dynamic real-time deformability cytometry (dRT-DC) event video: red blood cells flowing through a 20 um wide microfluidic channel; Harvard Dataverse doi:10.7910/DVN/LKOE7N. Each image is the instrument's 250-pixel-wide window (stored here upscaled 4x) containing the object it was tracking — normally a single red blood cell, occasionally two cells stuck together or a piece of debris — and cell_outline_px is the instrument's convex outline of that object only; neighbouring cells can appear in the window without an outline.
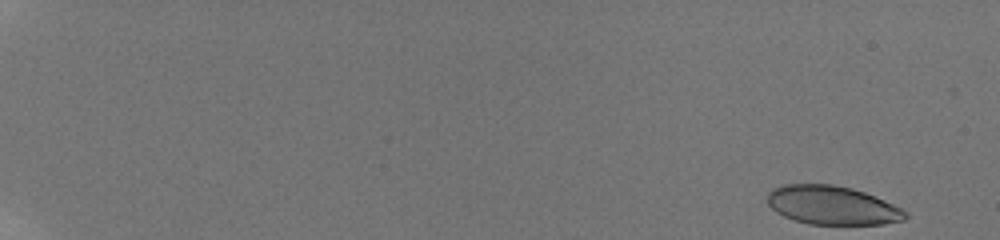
{"species": "human", "species_latin": "Homo sapiens", "temperature_condition": "room temperature", "stored_images_in_passage": 30, "camera_frame_rate_fps": 3000, "um_per_image_px": 0.085, "donor": {"sex": "male"}, "frame": {"image": 1, "passage_image": 1, "time_ms": 0.0, "image_size_px": [1000, 240], "cell_outline_px": [[908, 216], [904, 220], [884, 224], [808, 224], [784, 216], [776, 212], [768, 204], [768, 192], [772, 188], [784, 184], [832, 184], [852, 188], [864, 192], [884, 200], [908, 212]], "centroid_in_image_um": [70.73, 17.44], "position_along_channel_um": 14.3, "area_um2": 31.1}}
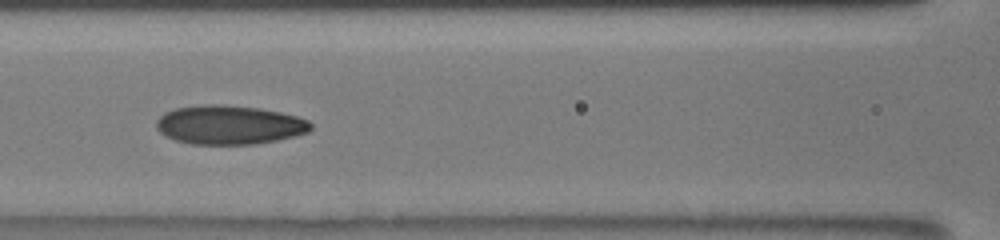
{"frame": {"image": 2, "passage_image": 18, "time_ms": 5.667, "image_size_px": [1000, 240], "cell_outline_px": [[312, 128], [308, 132], [296, 136], [256, 144], [192, 144], [176, 140], [160, 132], [156, 128], [156, 120], [164, 112], [176, 108], [204, 104], [220, 104], [260, 108], [280, 112], [296, 116], [308, 120], [312, 124]], "centroid_in_image_um": [19.5, 10.61], "position_along_channel_um": 147.1, "area_um2": 35.14}}
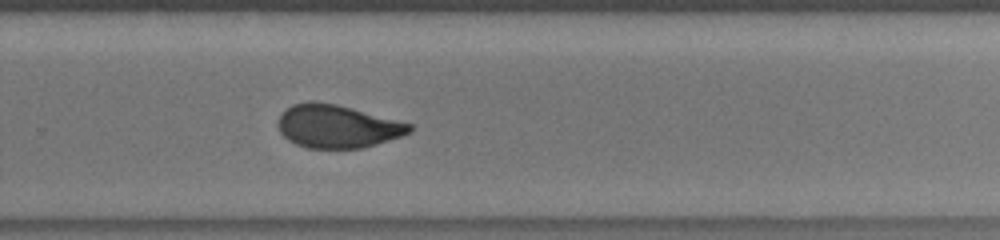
{"frame": {"image": 3, "passage_image": 30, "time_ms": 9.667, "image_size_px": [1000, 240], "cell_outline_px": [[412, 132], [364, 148], [304, 148], [288, 140], [280, 132], [276, 124], [280, 116], [292, 104], [312, 100], [316, 100], [336, 104], [352, 108], [412, 124]], "centroid_in_image_um": [28.64, 10.74], "position_along_channel_um": 301.2, "area_um2": 33.0}}